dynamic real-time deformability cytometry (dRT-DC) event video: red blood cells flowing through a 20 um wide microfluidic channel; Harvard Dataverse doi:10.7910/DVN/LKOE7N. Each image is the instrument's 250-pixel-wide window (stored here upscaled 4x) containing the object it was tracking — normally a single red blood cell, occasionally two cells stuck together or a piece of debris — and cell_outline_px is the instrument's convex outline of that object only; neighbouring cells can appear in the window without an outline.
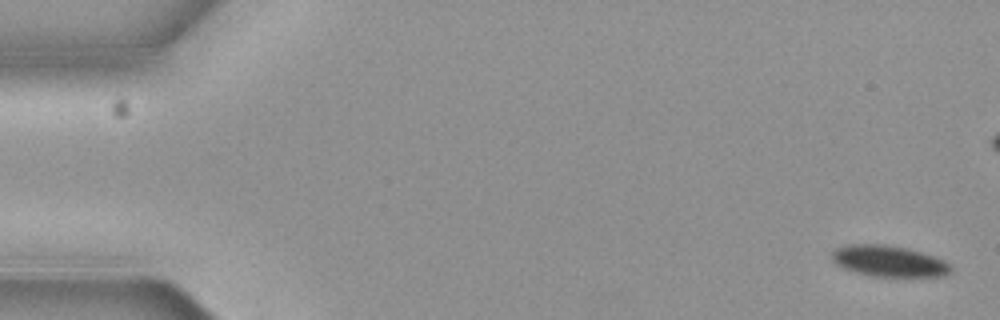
{"species": "common noctule bat (a hibernating species)", "species_latin": "Nyctalus noctula", "temperature_condition": "cold", "stored_images_in_passage": 6, "camera_frame_rate_fps": 3000, "um_per_image_px": 0.085, "animal": {"sex": "female", "body_mass_g": 19.3, "forearm_length_mm": 54.1}, "frame": {"image": 1, "passage_image": 1, "time_ms": 0.0, "image_size_px": [1000, 320], "cell_outline_px": [[952, 272], [944, 276], [868, 276], [844, 268], [836, 264], [832, 260], [832, 252], [836, 248], [848, 244], [884, 244], [904, 248], [936, 256], [944, 260], [952, 268]], "centroid_in_image_um": [75.55, 22.19], "position_along_channel_um": 9.5, "area_um2": 21.5}}
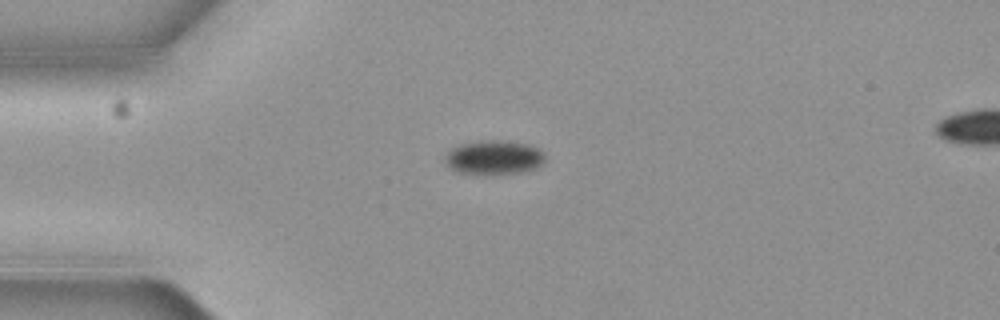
{"frame": {"image": 2, "passage_image": 6, "time_ms": 1.667, "image_size_px": [1000, 320], "cell_outline_px": [[544, 164], [536, 168], [524, 172], [456, 172], [448, 168], [444, 164], [444, 156], [452, 148], [464, 144], [496, 140], [528, 144], [540, 148], [544, 152]], "centroid_in_image_um": [42.01, 13.37], "position_along_channel_um": 43.0, "area_um2": 19.36}}